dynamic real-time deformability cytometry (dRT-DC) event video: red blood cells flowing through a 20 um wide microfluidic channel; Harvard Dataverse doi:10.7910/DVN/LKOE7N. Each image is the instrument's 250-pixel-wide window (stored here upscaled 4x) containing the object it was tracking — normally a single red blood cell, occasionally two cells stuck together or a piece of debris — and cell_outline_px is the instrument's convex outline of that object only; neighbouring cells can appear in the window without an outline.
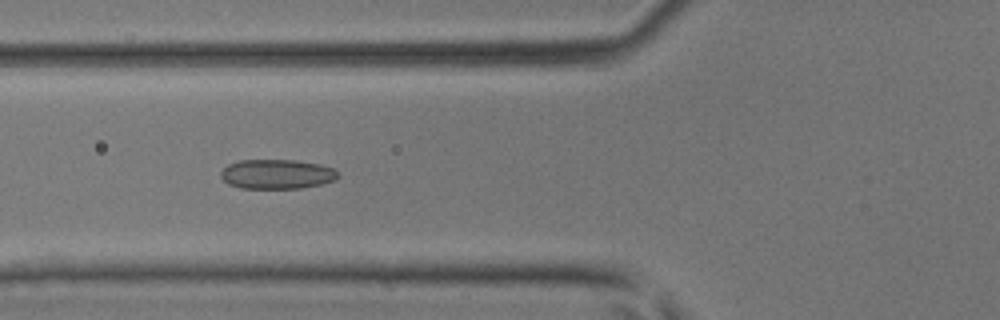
{"species": "common noctule bat (a hibernating species)", "species_latin": "Nyctalus noctula", "temperature_condition": "room temperature", "stored_images_in_passage": 35, "camera_frame_rate_fps": 3000, "um_per_image_px": 0.085, "animal": {"sex": "male", "body_mass_g": 17.9, "forearm_length_mm": 54.2}, "frame": {"image": 1, "passage_image": 5, "time_ms": 1.333, "image_size_px": [1000, 320], "cell_outline_px": [[340, 176], [336, 180], [320, 184], [300, 188], [240, 188], [228, 184], [220, 176], [220, 172], [228, 164], [240, 160], [296, 160], [320, 164], [332, 168], [340, 172]], "centroid_in_image_um": [23.55, 14.8], "position_along_channel_um": 102.2, "area_um2": 20.29}}
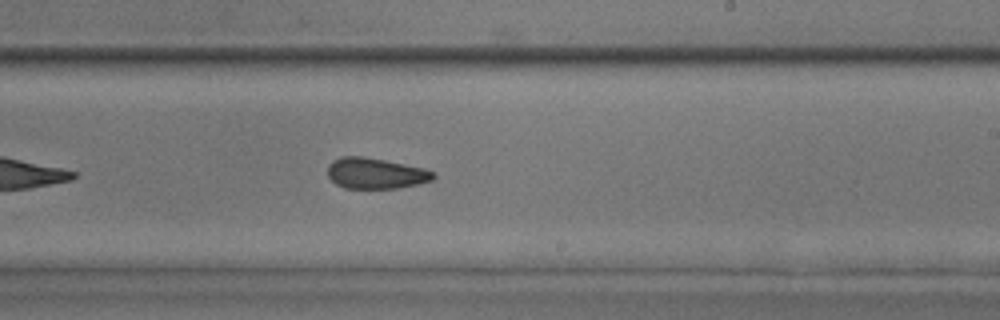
{"frame": {"image": 2, "passage_image": 16, "time_ms": 5.0, "image_size_px": [1000, 320], "cell_outline_px": [[436, 176], [432, 180], [400, 188], [344, 188], [336, 184], [328, 176], [328, 164], [332, 160], [340, 156], [364, 156], [424, 168], [436, 172]], "centroid_in_image_um": [31.92, 14.72], "position_along_channel_um": 257.1, "area_um2": 19.07}}
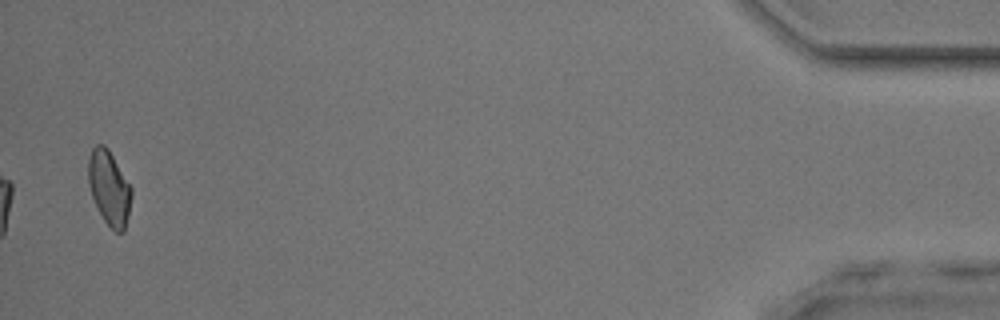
{"frame": {"image": 3, "passage_image": 34, "time_ms": 11.0, "image_size_px": [1000, 320], "cell_outline_px": [[132, 196], [128, 216], [124, 232], [116, 232], [104, 220], [92, 196], [88, 180], [88, 160], [92, 148], [96, 144], [104, 144], [108, 148], [132, 188]], "centroid_in_image_um": [9.29, 15.95], "position_along_channel_um": 425.9, "area_um2": 18.55}, "authors_computed_cell_mechanics": {"area_um2": 19.074, "velocity_mm_per_s": 4.2383, "shape_relaxation_time_tau1_ms": null, "shape_relaxation_time_tau2_ms": 2.3725, "deformation_change_tau1": null, "deformation_change_tau2": 0.0891}}